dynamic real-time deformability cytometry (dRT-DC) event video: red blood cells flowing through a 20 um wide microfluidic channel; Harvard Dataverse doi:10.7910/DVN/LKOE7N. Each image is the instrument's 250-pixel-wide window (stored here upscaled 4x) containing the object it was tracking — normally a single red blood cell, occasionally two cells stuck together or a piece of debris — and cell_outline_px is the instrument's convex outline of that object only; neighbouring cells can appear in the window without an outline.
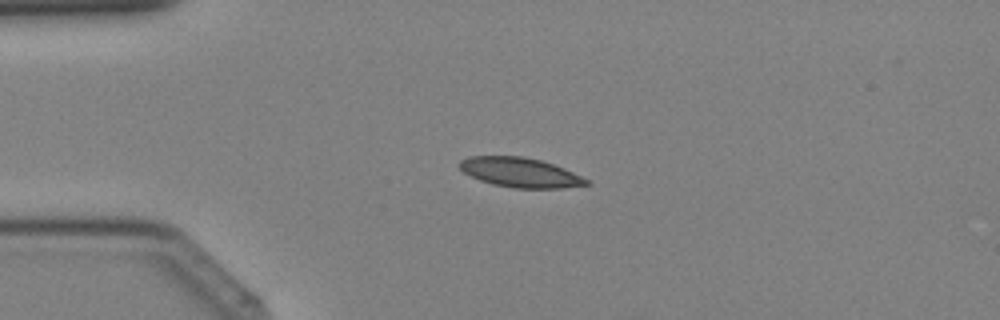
{"species": "Egyptian fruit bat (a non-hibernating species)", "species_latin": "Rousettus aegyptiacus", "temperature_condition": "cold", "stored_images_in_passage": 40, "camera_frame_rate_fps": 3000, "um_per_image_px": 0.085, "animal": {"sex": "female"}, "frame": {"image": 1, "passage_image": 10, "time_ms": 3.0, "image_size_px": [1000, 320], "cell_outline_px": [[592, 184], [560, 188], [516, 188], [492, 184], [480, 180], [464, 172], [456, 164], [460, 160], [468, 156], [520, 156], [540, 160], [564, 168], [588, 180]], "centroid_in_image_um": [44.18, 14.65], "position_along_channel_um": 40.8, "area_um2": 21.73}}
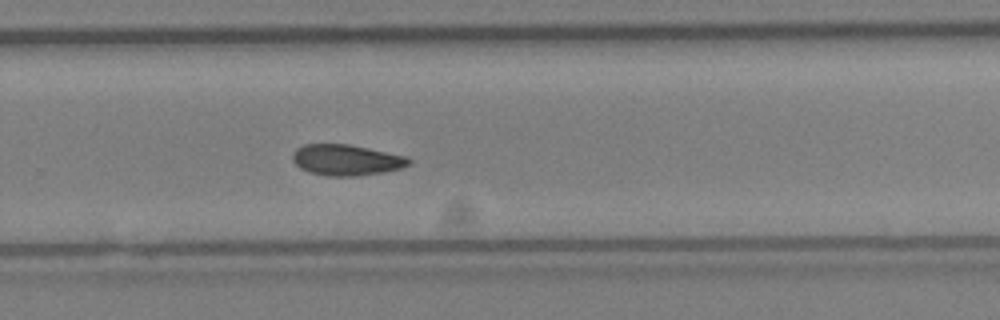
{"frame": {"image": 2, "passage_image": 27, "time_ms": 8.667, "image_size_px": [1000, 320], "cell_outline_px": [[412, 160], [408, 164], [400, 168], [380, 172], [352, 176], [328, 176], [312, 172], [300, 168], [292, 160], [292, 152], [296, 148], [304, 144], [348, 144], [408, 156]], "centroid_in_image_um": [29.41, 13.58], "position_along_channel_um": 300.4, "area_um2": 20.75}}
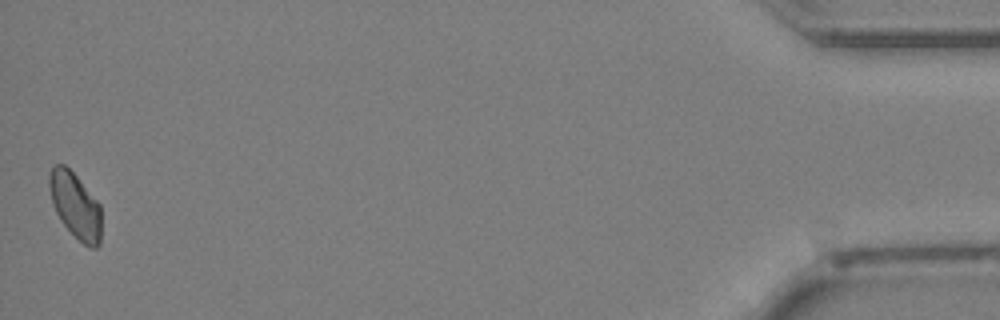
{"frame": {"image": 3, "passage_image": 40, "time_ms": 13.0, "image_size_px": [1000, 320], "cell_outline_px": [[100, 244], [96, 248], [88, 248], [60, 220], [52, 204], [48, 184], [48, 176], [52, 168], [56, 164], [64, 164], [76, 176], [100, 204]], "centroid_in_image_um": [6.39, 17.46], "position_along_channel_um": 428.8, "area_um2": 19.71}}